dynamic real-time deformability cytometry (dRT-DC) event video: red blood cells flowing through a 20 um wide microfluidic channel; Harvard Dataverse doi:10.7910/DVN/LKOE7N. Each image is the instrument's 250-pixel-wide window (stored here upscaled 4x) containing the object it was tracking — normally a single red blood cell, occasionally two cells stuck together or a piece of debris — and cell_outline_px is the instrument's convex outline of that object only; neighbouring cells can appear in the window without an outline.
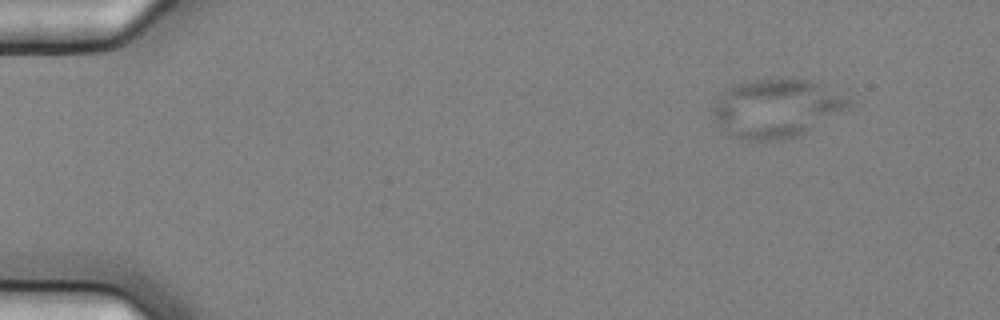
{"species": "common noctule bat (a hibernating species)", "species_latin": "Nyctalus noctula", "temperature_condition": "cold", "stored_images_in_passage": 7, "camera_frame_rate_fps": 3000, "um_per_image_px": 0.085, "animal": {"sex": "female", "body_mass_g": 25.1}, "frame": {"image": 1, "passage_image": 1, "time_ms": 0.0, "image_size_px": [1000, 320], "cell_outline_px": [[852, 104], [808, 132], [796, 136], [776, 140], [744, 140], [728, 132], [712, 116], [712, 108], [716, 100], [728, 88], [744, 80], [812, 80], [848, 100]], "centroid_in_image_um": [65.94, 9.21], "position_along_channel_um": 19.1, "area_um2": 44.97}}
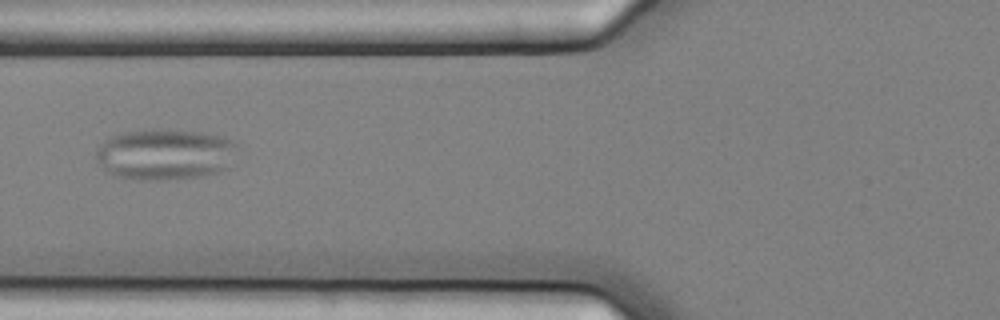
{"frame": {"image": 2, "passage_image": 6, "time_ms": 1.667, "image_size_px": [1000, 320], "cell_outline_px": [[240, 148], [228, 168], [224, 172], [204, 176], [160, 180], [136, 180], [116, 176], [104, 172], [96, 160], [96, 152], [100, 144], [104, 140], [112, 136], [124, 132], [152, 128], [156, 128], [200, 132], [224, 136], [236, 140]], "centroid_in_image_um": [14.08, 13.12], "position_along_channel_um": 111.7, "area_um2": 43.29}}